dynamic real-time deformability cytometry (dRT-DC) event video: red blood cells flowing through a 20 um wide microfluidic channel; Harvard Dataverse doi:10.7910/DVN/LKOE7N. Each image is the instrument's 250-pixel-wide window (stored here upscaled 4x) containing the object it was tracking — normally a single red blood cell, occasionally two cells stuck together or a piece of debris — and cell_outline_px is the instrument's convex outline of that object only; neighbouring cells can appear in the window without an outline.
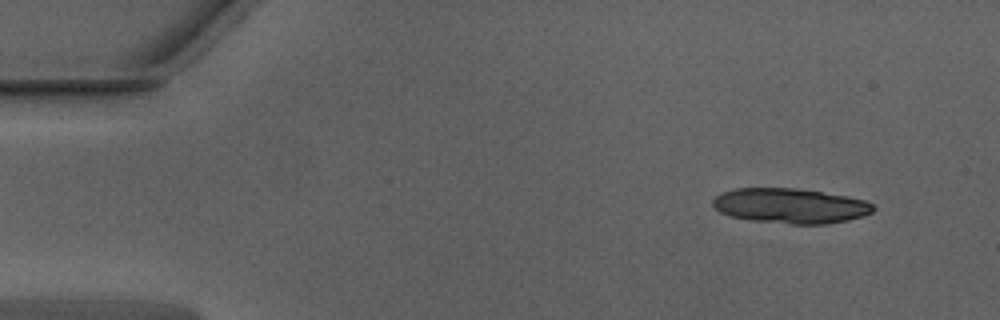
{"species": "Egyptian fruit bat (a non-hibernating species)", "species_latin": "Rousettus aegyptiacus", "temperature_condition": "warm", "stored_images_in_passage": 48, "segment_of_instrument_passage": [1, 2], "camera_frame_rate_fps": 3000, "um_per_image_px": 0.085, "animal": {"sex": "male"}, "frame": {"image": 1, "passage_image": 1, "time_ms": 0.0, "image_size_px": [1000, 320], "cell_outline_px": [[876, 208], [872, 212], [864, 216], [848, 220], [828, 224], [792, 224], [752, 220], [732, 216], [720, 212], [712, 204], [712, 200], [716, 196], [724, 192], [736, 188], [796, 188], [848, 196], [864, 200], [872, 204]], "centroid_in_image_um": [67.21, 17.49], "position_along_channel_um": 17.8, "area_um2": 32.66}}